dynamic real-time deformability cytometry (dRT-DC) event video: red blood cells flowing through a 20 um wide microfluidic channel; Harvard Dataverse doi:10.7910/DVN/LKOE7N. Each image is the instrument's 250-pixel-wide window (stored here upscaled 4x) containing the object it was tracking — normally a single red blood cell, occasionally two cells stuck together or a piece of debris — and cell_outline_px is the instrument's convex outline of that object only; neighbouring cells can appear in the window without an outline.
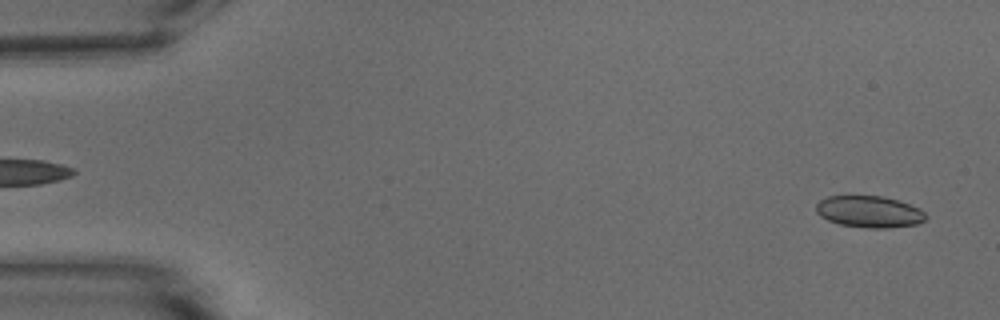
{"species": "common noctule bat (a hibernating species)", "species_latin": "Nyctalus noctula", "temperature_condition": "warm", "stored_images_in_passage": 53, "camera_frame_rate_fps": 3000, "um_per_image_px": 0.085, "animal": {"sex": "male", "body_mass_g": 15.6}, "frame": {"image": 1, "passage_image": 2, "time_ms": 0.333, "image_size_px": [1000, 320], "cell_outline_px": [[928, 216], [924, 220], [916, 224], [888, 228], [868, 228], [840, 224], [828, 220], [820, 216], [816, 212], [816, 204], [820, 200], [828, 196], [884, 196], [920, 208]], "centroid_in_image_um": [73.88, 17.99], "position_along_channel_um": 11.1, "area_um2": 20.17}}
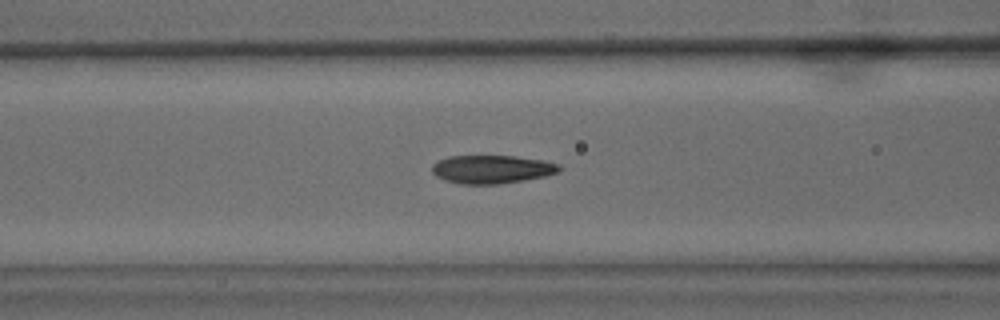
{"frame": {"image": 2, "passage_image": 21, "time_ms": 6.667, "image_size_px": [1000, 320], "cell_outline_px": [[564, 168], [560, 172], [544, 176], [524, 180], [496, 184], [460, 184], [444, 180], [436, 176], [432, 172], [432, 164], [436, 160], [448, 156], [516, 156], [544, 160], [560, 164]], "centroid_in_image_um": [41.82, 14.38], "position_along_channel_um": 124.8, "area_um2": 21.27}}
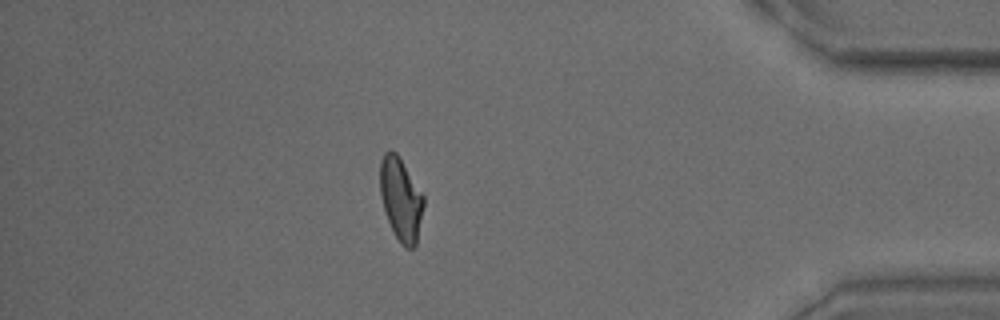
{"frame": {"image": 3, "passage_image": 46, "time_ms": 15.0, "image_size_px": [1000, 320], "cell_outline_px": [[424, 204], [416, 248], [404, 248], [400, 244], [384, 212], [380, 196], [380, 160], [384, 152], [396, 152], [400, 156], [424, 196]], "centroid_in_image_um": [34.07, 16.94], "position_along_channel_um": 401.1, "area_um2": 21.27}, "authors_computed_cell_mechanics": {"area_um2": 21.2704, "velocity_mm_per_s": 3.785, "shape_relaxation_time_tau1_ms": 5.2204, "shape_relaxation_time_tau2_ms": 1.4378, "deformation_change_tau1": 0.1797, "deformation_change_tau2": 0.0768}}